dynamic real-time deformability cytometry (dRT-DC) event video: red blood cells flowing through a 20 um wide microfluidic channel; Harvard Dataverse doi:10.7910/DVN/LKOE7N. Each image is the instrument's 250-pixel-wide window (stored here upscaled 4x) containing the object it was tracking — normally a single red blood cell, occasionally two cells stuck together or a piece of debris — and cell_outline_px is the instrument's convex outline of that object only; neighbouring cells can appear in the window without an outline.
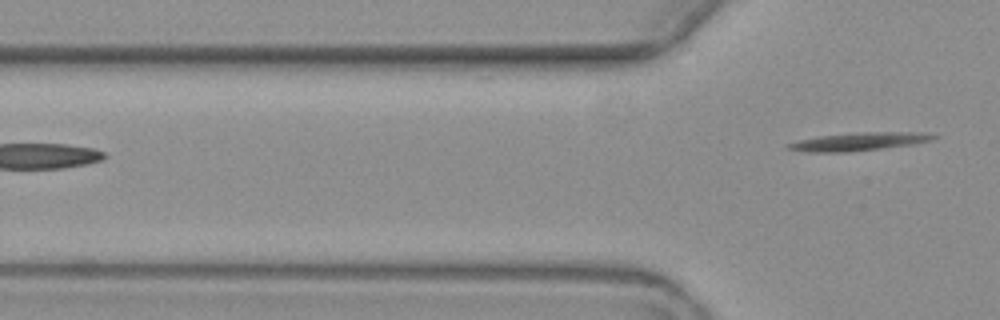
{"species": "common noctule bat (a hibernating species)", "species_latin": "Nyctalus noctula", "temperature_condition": "warm", "stored_images_in_passage": 4, "segment_of_instrument_passage": [2, 2], "camera_frame_rate_fps": 3000, "um_per_image_px": 0.085, "animal": {"sex": "female", "body_mass_g": 19.3, "forearm_length_mm": 54.1}, "frame": {"image": 1, "passage_image": 4, "time_ms": 4.333, "image_size_px": [1000, 320], "cell_outline_px": [[936, 136], [928, 140], [912, 144], [848, 152], [808, 152], [784, 148], [788, 144], [800, 140], [820, 136], [864, 132], [920, 132]], "centroid_in_image_um": [72.93, 12.04], "position_along_channel_um": 52.9, "area_um2": 14.8}}